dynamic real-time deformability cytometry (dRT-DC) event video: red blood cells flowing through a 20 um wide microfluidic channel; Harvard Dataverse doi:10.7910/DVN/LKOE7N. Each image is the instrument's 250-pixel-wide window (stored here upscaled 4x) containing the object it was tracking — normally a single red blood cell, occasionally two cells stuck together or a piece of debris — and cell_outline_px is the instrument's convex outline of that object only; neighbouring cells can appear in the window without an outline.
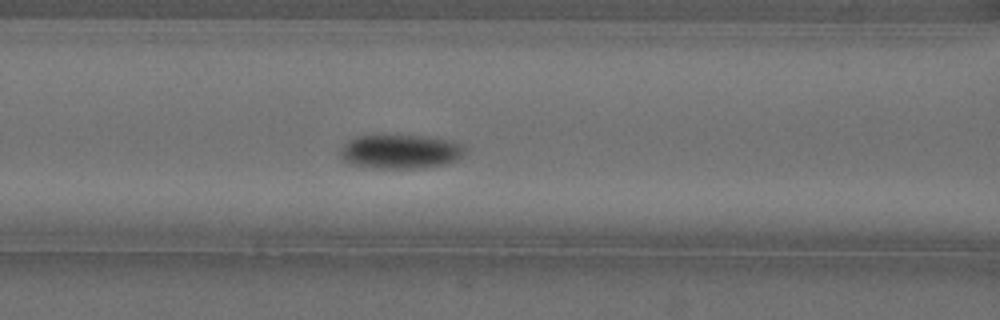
{"species": "Egyptian fruit bat (a non-hibernating species)", "species_latin": "Rousettus aegyptiacus", "temperature_condition": "cold", "stored_images_in_passage": 60, "camera_frame_rate_fps": 3000, "um_per_image_px": 0.085, "animal": {"sex": "female"}, "frame": {"image": 1, "passage_image": 27, "time_ms": 8.667, "image_size_px": [1000, 320], "cell_outline_px": [[468, 148], [456, 160], [444, 164], [424, 168], [372, 168], [348, 164], [340, 156], [340, 152], [344, 144], [348, 140], [356, 136], [428, 136], [452, 140], [464, 144]], "centroid_in_image_um": [34.06, 12.89], "position_along_channel_um": 132.5, "area_um2": 24.97}}
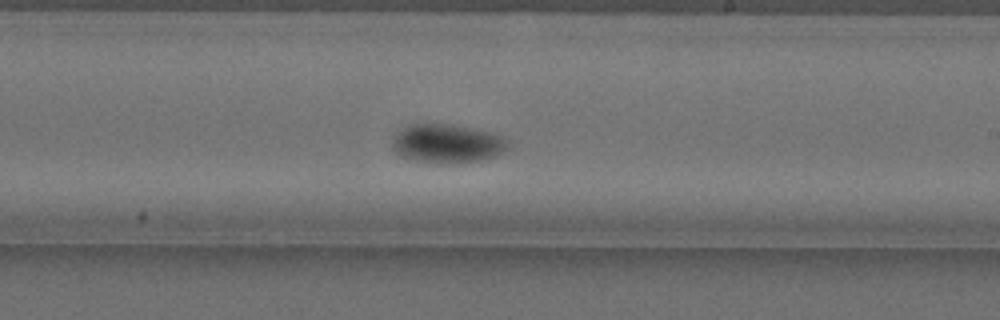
{"frame": {"image": 2, "passage_image": 37, "time_ms": 12.0, "image_size_px": [1000, 320], "cell_outline_px": [[508, 148], [504, 152], [496, 156], [484, 160], [456, 164], [436, 164], [416, 160], [400, 156], [392, 148], [392, 136], [396, 132], [408, 124], [448, 124], [488, 132], [504, 136], [508, 140]], "centroid_in_image_um": [38.0, 12.23], "position_along_channel_um": 251.0, "area_um2": 26.59}}
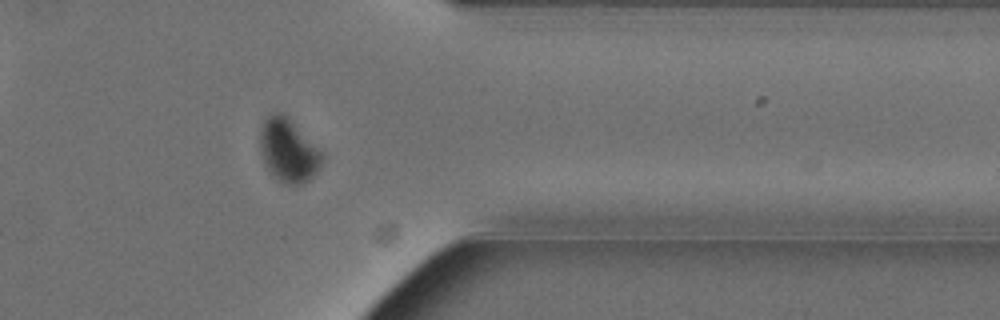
{"frame": {"image": 3, "passage_image": 49, "time_ms": 16.0, "image_size_px": [1000, 320], "cell_outline_px": [[324, 156], [316, 172], [308, 180], [300, 184], [288, 184], [280, 180], [264, 164], [260, 152], [260, 128], [264, 120], [272, 112], [280, 112], [288, 116], [324, 152]], "centroid_in_image_um": [24.52, 12.73], "position_along_channel_um": 386.9, "area_um2": 22.89}, "authors_computed_cell_mechanics": {"area_um2": 23.6113, "velocity_mm_per_s": 3.5625, "shape_relaxation_time_tau1_ms": 3.5237, "shape_relaxation_time_tau2_ms": null, "deformation_change_tau1": 0.1048, "deformation_change_tau2": null}}